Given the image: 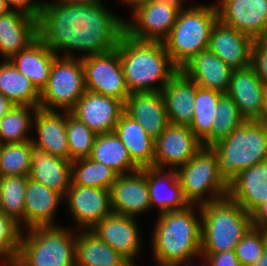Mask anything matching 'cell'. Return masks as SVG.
Masks as SVG:
<instances>
[{
    "mask_svg": "<svg viewBox=\"0 0 267 266\" xmlns=\"http://www.w3.org/2000/svg\"><path fill=\"white\" fill-rule=\"evenodd\" d=\"M118 175L111 167L98 163L89 157L74 160L71 164V184L74 185L109 190Z\"/></svg>",
    "mask_w": 267,
    "mask_h": 266,
    "instance_id": "35",
    "label": "cell"
},
{
    "mask_svg": "<svg viewBox=\"0 0 267 266\" xmlns=\"http://www.w3.org/2000/svg\"><path fill=\"white\" fill-rule=\"evenodd\" d=\"M34 122L39 140H31L33 146L53 156L69 160V147L66 134V117L53 111L38 108L34 112Z\"/></svg>",
    "mask_w": 267,
    "mask_h": 266,
    "instance_id": "26",
    "label": "cell"
},
{
    "mask_svg": "<svg viewBox=\"0 0 267 266\" xmlns=\"http://www.w3.org/2000/svg\"><path fill=\"white\" fill-rule=\"evenodd\" d=\"M0 92L14 105L39 107L40 92L9 59L0 64Z\"/></svg>",
    "mask_w": 267,
    "mask_h": 266,
    "instance_id": "33",
    "label": "cell"
},
{
    "mask_svg": "<svg viewBox=\"0 0 267 266\" xmlns=\"http://www.w3.org/2000/svg\"><path fill=\"white\" fill-rule=\"evenodd\" d=\"M11 266H19L16 262H12Z\"/></svg>",
    "mask_w": 267,
    "mask_h": 266,
    "instance_id": "56",
    "label": "cell"
},
{
    "mask_svg": "<svg viewBox=\"0 0 267 266\" xmlns=\"http://www.w3.org/2000/svg\"><path fill=\"white\" fill-rule=\"evenodd\" d=\"M252 227L267 231V201L251 214Z\"/></svg>",
    "mask_w": 267,
    "mask_h": 266,
    "instance_id": "46",
    "label": "cell"
},
{
    "mask_svg": "<svg viewBox=\"0 0 267 266\" xmlns=\"http://www.w3.org/2000/svg\"><path fill=\"white\" fill-rule=\"evenodd\" d=\"M19 223L0 211V255L10 265L16 262L21 240Z\"/></svg>",
    "mask_w": 267,
    "mask_h": 266,
    "instance_id": "42",
    "label": "cell"
},
{
    "mask_svg": "<svg viewBox=\"0 0 267 266\" xmlns=\"http://www.w3.org/2000/svg\"><path fill=\"white\" fill-rule=\"evenodd\" d=\"M217 21V6L199 5L178 13L172 30L163 41L177 69L208 48L211 31Z\"/></svg>",
    "mask_w": 267,
    "mask_h": 266,
    "instance_id": "6",
    "label": "cell"
},
{
    "mask_svg": "<svg viewBox=\"0 0 267 266\" xmlns=\"http://www.w3.org/2000/svg\"><path fill=\"white\" fill-rule=\"evenodd\" d=\"M146 172L147 187L150 197V205H159L161 208V213L168 211H176L186 208L189 202L185 199L180 181L177 176V170L171 171L167 176V181L165 184L170 188V194L163 195L164 193V181L166 180L164 176H160L162 169L155 167H145L142 168ZM170 182V183H169ZM163 184V185H162ZM163 187V188H162Z\"/></svg>",
    "mask_w": 267,
    "mask_h": 266,
    "instance_id": "31",
    "label": "cell"
},
{
    "mask_svg": "<svg viewBox=\"0 0 267 266\" xmlns=\"http://www.w3.org/2000/svg\"><path fill=\"white\" fill-rule=\"evenodd\" d=\"M251 66L267 87V48L258 40L252 46Z\"/></svg>",
    "mask_w": 267,
    "mask_h": 266,
    "instance_id": "43",
    "label": "cell"
},
{
    "mask_svg": "<svg viewBox=\"0 0 267 266\" xmlns=\"http://www.w3.org/2000/svg\"><path fill=\"white\" fill-rule=\"evenodd\" d=\"M9 8L10 7H8L6 0H0V15H3L7 13L8 11H10L11 9Z\"/></svg>",
    "mask_w": 267,
    "mask_h": 266,
    "instance_id": "53",
    "label": "cell"
},
{
    "mask_svg": "<svg viewBox=\"0 0 267 266\" xmlns=\"http://www.w3.org/2000/svg\"><path fill=\"white\" fill-rule=\"evenodd\" d=\"M61 197L60 193L28 178L23 220L27 227H52L51 218Z\"/></svg>",
    "mask_w": 267,
    "mask_h": 266,
    "instance_id": "29",
    "label": "cell"
},
{
    "mask_svg": "<svg viewBox=\"0 0 267 266\" xmlns=\"http://www.w3.org/2000/svg\"><path fill=\"white\" fill-rule=\"evenodd\" d=\"M215 115L216 118L211 127V135L202 143V147L215 145L221 139L229 136L245 121L237 105L227 94H224L219 99Z\"/></svg>",
    "mask_w": 267,
    "mask_h": 266,
    "instance_id": "36",
    "label": "cell"
},
{
    "mask_svg": "<svg viewBox=\"0 0 267 266\" xmlns=\"http://www.w3.org/2000/svg\"><path fill=\"white\" fill-rule=\"evenodd\" d=\"M57 54H54L39 38L27 48L19 51L10 61L23 73L41 93L46 87L51 67Z\"/></svg>",
    "mask_w": 267,
    "mask_h": 266,
    "instance_id": "27",
    "label": "cell"
},
{
    "mask_svg": "<svg viewBox=\"0 0 267 266\" xmlns=\"http://www.w3.org/2000/svg\"><path fill=\"white\" fill-rule=\"evenodd\" d=\"M202 143L189 126L168 124L155 139L153 167L184 166L201 149Z\"/></svg>",
    "mask_w": 267,
    "mask_h": 266,
    "instance_id": "11",
    "label": "cell"
},
{
    "mask_svg": "<svg viewBox=\"0 0 267 266\" xmlns=\"http://www.w3.org/2000/svg\"><path fill=\"white\" fill-rule=\"evenodd\" d=\"M258 41L267 48V29L264 31L262 36L258 39Z\"/></svg>",
    "mask_w": 267,
    "mask_h": 266,
    "instance_id": "54",
    "label": "cell"
},
{
    "mask_svg": "<svg viewBox=\"0 0 267 266\" xmlns=\"http://www.w3.org/2000/svg\"><path fill=\"white\" fill-rule=\"evenodd\" d=\"M66 113L69 160L74 161L90 157L96 134L70 112Z\"/></svg>",
    "mask_w": 267,
    "mask_h": 266,
    "instance_id": "40",
    "label": "cell"
},
{
    "mask_svg": "<svg viewBox=\"0 0 267 266\" xmlns=\"http://www.w3.org/2000/svg\"><path fill=\"white\" fill-rule=\"evenodd\" d=\"M85 90L84 67L81 58L75 60L68 53L61 59L56 56L47 85L40 93L39 108L53 111L52 105L70 112Z\"/></svg>",
    "mask_w": 267,
    "mask_h": 266,
    "instance_id": "8",
    "label": "cell"
},
{
    "mask_svg": "<svg viewBox=\"0 0 267 266\" xmlns=\"http://www.w3.org/2000/svg\"><path fill=\"white\" fill-rule=\"evenodd\" d=\"M124 33L125 22L101 4L44 3L38 18V38L54 54L60 49L107 53Z\"/></svg>",
    "mask_w": 267,
    "mask_h": 266,
    "instance_id": "1",
    "label": "cell"
},
{
    "mask_svg": "<svg viewBox=\"0 0 267 266\" xmlns=\"http://www.w3.org/2000/svg\"><path fill=\"white\" fill-rule=\"evenodd\" d=\"M254 39L219 20L211 31L208 48L232 70L251 65Z\"/></svg>",
    "mask_w": 267,
    "mask_h": 266,
    "instance_id": "16",
    "label": "cell"
},
{
    "mask_svg": "<svg viewBox=\"0 0 267 266\" xmlns=\"http://www.w3.org/2000/svg\"><path fill=\"white\" fill-rule=\"evenodd\" d=\"M158 1H160L161 3H166L171 8L176 10L178 13L182 11L181 4H180L182 0H158Z\"/></svg>",
    "mask_w": 267,
    "mask_h": 266,
    "instance_id": "49",
    "label": "cell"
},
{
    "mask_svg": "<svg viewBox=\"0 0 267 266\" xmlns=\"http://www.w3.org/2000/svg\"><path fill=\"white\" fill-rule=\"evenodd\" d=\"M201 209V254L235 250L252 227L251 215L228 196L203 199Z\"/></svg>",
    "mask_w": 267,
    "mask_h": 266,
    "instance_id": "3",
    "label": "cell"
},
{
    "mask_svg": "<svg viewBox=\"0 0 267 266\" xmlns=\"http://www.w3.org/2000/svg\"><path fill=\"white\" fill-rule=\"evenodd\" d=\"M258 121L267 126V87L264 93L263 110Z\"/></svg>",
    "mask_w": 267,
    "mask_h": 266,
    "instance_id": "48",
    "label": "cell"
},
{
    "mask_svg": "<svg viewBox=\"0 0 267 266\" xmlns=\"http://www.w3.org/2000/svg\"><path fill=\"white\" fill-rule=\"evenodd\" d=\"M38 108L39 107L30 105H14L11 110L0 119V143L11 144L31 141V139L25 137L31 124L29 110L36 112Z\"/></svg>",
    "mask_w": 267,
    "mask_h": 266,
    "instance_id": "39",
    "label": "cell"
},
{
    "mask_svg": "<svg viewBox=\"0 0 267 266\" xmlns=\"http://www.w3.org/2000/svg\"><path fill=\"white\" fill-rule=\"evenodd\" d=\"M223 95L219 91L203 89L196 85L193 119L189 127L201 143L211 135V127L216 118V107Z\"/></svg>",
    "mask_w": 267,
    "mask_h": 266,
    "instance_id": "34",
    "label": "cell"
},
{
    "mask_svg": "<svg viewBox=\"0 0 267 266\" xmlns=\"http://www.w3.org/2000/svg\"><path fill=\"white\" fill-rule=\"evenodd\" d=\"M76 237V266H133L89 228Z\"/></svg>",
    "mask_w": 267,
    "mask_h": 266,
    "instance_id": "30",
    "label": "cell"
},
{
    "mask_svg": "<svg viewBox=\"0 0 267 266\" xmlns=\"http://www.w3.org/2000/svg\"><path fill=\"white\" fill-rule=\"evenodd\" d=\"M180 167L176 169L177 176L189 204L200 200L207 190L216 193V200L227 196L228 184L219 175L217 157L210 147H201L187 164Z\"/></svg>",
    "mask_w": 267,
    "mask_h": 266,
    "instance_id": "9",
    "label": "cell"
},
{
    "mask_svg": "<svg viewBox=\"0 0 267 266\" xmlns=\"http://www.w3.org/2000/svg\"><path fill=\"white\" fill-rule=\"evenodd\" d=\"M31 141L0 145V177L29 176L31 169Z\"/></svg>",
    "mask_w": 267,
    "mask_h": 266,
    "instance_id": "38",
    "label": "cell"
},
{
    "mask_svg": "<svg viewBox=\"0 0 267 266\" xmlns=\"http://www.w3.org/2000/svg\"><path fill=\"white\" fill-rule=\"evenodd\" d=\"M124 112L137 121L153 139L169 124L162 92L131 93L124 103Z\"/></svg>",
    "mask_w": 267,
    "mask_h": 266,
    "instance_id": "22",
    "label": "cell"
},
{
    "mask_svg": "<svg viewBox=\"0 0 267 266\" xmlns=\"http://www.w3.org/2000/svg\"><path fill=\"white\" fill-rule=\"evenodd\" d=\"M67 192L70 210L84 227L92 229L112 213L108 189L70 184Z\"/></svg>",
    "mask_w": 267,
    "mask_h": 266,
    "instance_id": "19",
    "label": "cell"
},
{
    "mask_svg": "<svg viewBox=\"0 0 267 266\" xmlns=\"http://www.w3.org/2000/svg\"><path fill=\"white\" fill-rule=\"evenodd\" d=\"M180 70L203 89L226 94L233 70L209 48L201 50L186 62Z\"/></svg>",
    "mask_w": 267,
    "mask_h": 266,
    "instance_id": "18",
    "label": "cell"
},
{
    "mask_svg": "<svg viewBox=\"0 0 267 266\" xmlns=\"http://www.w3.org/2000/svg\"><path fill=\"white\" fill-rule=\"evenodd\" d=\"M7 1V5L9 7V5H13L16 8H20L19 10H21L22 13H25L35 19L38 20L42 8L44 6V4H40L39 3H31V0H6Z\"/></svg>",
    "mask_w": 267,
    "mask_h": 266,
    "instance_id": "45",
    "label": "cell"
},
{
    "mask_svg": "<svg viewBox=\"0 0 267 266\" xmlns=\"http://www.w3.org/2000/svg\"><path fill=\"white\" fill-rule=\"evenodd\" d=\"M90 159L111 167L118 174L140 169L131 159L126 146L114 132L97 134Z\"/></svg>",
    "mask_w": 267,
    "mask_h": 266,
    "instance_id": "32",
    "label": "cell"
},
{
    "mask_svg": "<svg viewBox=\"0 0 267 266\" xmlns=\"http://www.w3.org/2000/svg\"><path fill=\"white\" fill-rule=\"evenodd\" d=\"M109 190L112 213L134 217L151 207L146 172L143 169L131 175L119 174Z\"/></svg>",
    "mask_w": 267,
    "mask_h": 266,
    "instance_id": "15",
    "label": "cell"
},
{
    "mask_svg": "<svg viewBox=\"0 0 267 266\" xmlns=\"http://www.w3.org/2000/svg\"><path fill=\"white\" fill-rule=\"evenodd\" d=\"M251 266H267V248L262 253V255L259 257L258 261L255 262Z\"/></svg>",
    "mask_w": 267,
    "mask_h": 266,
    "instance_id": "51",
    "label": "cell"
},
{
    "mask_svg": "<svg viewBox=\"0 0 267 266\" xmlns=\"http://www.w3.org/2000/svg\"><path fill=\"white\" fill-rule=\"evenodd\" d=\"M266 86L250 65L233 70L226 94L237 105L245 120H259Z\"/></svg>",
    "mask_w": 267,
    "mask_h": 266,
    "instance_id": "17",
    "label": "cell"
},
{
    "mask_svg": "<svg viewBox=\"0 0 267 266\" xmlns=\"http://www.w3.org/2000/svg\"><path fill=\"white\" fill-rule=\"evenodd\" d=\"M28 176L0 177V211L17 223L24 220L25 192ZM22 216V217H21Z\"/></svg>",
    "mask_w": 267,
    "mask_h": 266,
    "instance_id": "37",
    "label": "cell"
},
{
    "mask_svg": "<svg viewBox=\"0 0 267 266\" xmlns=\"http://www.w3.org/2000/svg\"><path fill=\"white\" fill-rule=\"evenodd\" d=\"M134 15L138 25L125 22V34L138 41L163 42L172 30L178 12L166 3L152 0L136 8Z\"/></svg>",
    "mask_w": 267,
    "mask_h": 266,
    "instance_id": "13",
    "label": "cell"
},
{
    "mask_svg": "<svg viewBox=\"0 0 267 266\" xmlns=\"http://www.w3.org/2000/svg\"><path fill=\"white\" fill-rule=\"evenodd\" d=\"M61 2L69 4H100L99 0H61Z\"/></svg>",
    "mask_w": 267,
    "mask_h": 266,
    "instance_id": "50",
    "label": "cell"
},
{
    "mask_svg": "<svg viewBox=\"0 0 267 266\" xmlns=\"http://www.w3.org/2000/svg\"><path fill=\"white\" fill-rule=\"evenodd\" d=\"M251 227L235 247L241 266H251L267 248V231Z\"/></svg>",
    "mask_w": 267,
    "mask_h": 266,
    "instance_id": "41",
    "label": "cell"
},
{
    "mask_svg": "<svg viewBox=\"0 0 267 266\" xmlns=\"http://www.w3.org/2000/svg\"><path fill=\"white\" fill-rule=\"evenodd\" d=\"M116 49L130 94L161 92L179 70L172 63L163 42L138 41L124 33ZM155 81L162 82L161 89L151 85Z\"/></svg>",
    "mask_w": 267,
    "mask_h": 266,
    "instance_id": "2",
    "label": "cell"
},
{
    "mask_svg": "<svg viewBox=\"0 0 267 266\" xmlns=\"http://www.w3.org/2000/svg\"><path fill=\"white\" fill-rule=\"evenodd\" d=\"M205 259H208L209 266H241L235 254V251L219 253H203Z\"/></svg>",
    "mask_w": 267,
    "mask_h": 266,
    "instance_id": "44",
    "label": "cell"
},
{
    "mask_svg": "<svg viewBox=\"0 0 267 266\" xmlns=\"http://www.w3.org/2000/svg\"><path fill=\"white\" fill-rule=\"evenodd\" d=\"M218 20L258 40L267 29V0H221Z\"/></svg>",
    "mask_w": 267,
    "mask_h": 266,
    "instance_id": "14",
    "label": "cell"
},
{
    "mask_svg": "<svg viewBox=\"0 0 267 266\" xmlns=\"http://www.w3.org/2000/svg\"><path fill=\"white\" fill-rule=\"evenodd\" d=\"M21 236L19 266H76V238L59 227H34ZM74 238V239H73Z\"/></svg>",
    "mask_w": 267,
    "mask_h": 266,
    "instance_id": "7",
    "label": "cell"
},
{
    "mask_svg": "<svg viewBox=\"0 0 267 266\" xmlns=\"http://www.w3.org/2000/svg\"><path fill=\"white\" fill-rule=\"evenodd\" d=\"M124 112V103L114 97L85 90L70 113L96 135L114 132Z\"/></svg>",
    "mask_w": 267,
    "mask_h": 266,
    "instance_id": "12",
    "label": "cell"
},
{
    "mask_svg": "<svg viewBox=\"0 0 267 266\" xmlns=\"http://www.w3.org/2000/svg\"><path fill=\"white\" fill-rule=\"evenodd\" d=\"M195 216L192 204L160 214L153 235L154 256L159 264L180 265L201 254V223Z\"/></svg>",
    "mask_w": 267,
    "mask_h": 266,
    "instance_id": "4",
    "label": "cell"
},
{
    "mask_svg": "<svg viewBox=\"0 0 267 266\" xmlns=\"http://www.w3.org/2000/svg\"><path fill=\"white\" fill-rule=\"evenodd\" d=\"M160 266H179V265H174V264H159Z\"/></svg>",
    "mask_w": 267,
    "mask_h": 266,
    "instance_id": "55",
    "label": "cell"
},
{
    "mask_svg": "<svg viewBox=\"0 0 267 266\" xmlns=\"http://www.w3.org/2000/svg\"><path fill=\"white\" fill-rule=\"evenodd\" d=\"M210 148L216 154L219 175L229 185L241 170L267 161V126L245 120Z\"/></svg>",
    "mask_w": 267,
    "mask_h": 266,
    "instance_id": "5",
    "label": "cell"
},
{
    "mask_svg": "<svg viewBox=\"0 0 267 266\" xmlns=\"http://www.w3.org/2000/svg\"><path fill=\"white\" fill-rule=\"evenodd\" d=\"M114 133L126 146L132 161L140 169L153 167L155 139L137 121L123 112Z\"/></svg>",
    "mask_w": 267,
    "mask_h": 266,
    "instance_id": "28",
    "label": "cell"
},
{
    "mask_svg": "<svg viewBox=\"0 0 267 266\" xmlns=\"http://www.w3.org/2000/svg\"><path fill=\"white\" fill-rule=\"evenodd\" d=\"M124 1H126L127 3H129L131 5L133 3V5H134L133 8L136 9L143 4L151 2L152 0H124Z\"/></svg>",
    "mask_w": 267,
    "mask_h": 266,
    "instance_id": "52",
    "label": "cell"
},
{
    "mask_svg": "<svg viewBox=\"0 0 267 266\" xmlns=\"http://www.w3.org/2000/svg\"><path fill=\"white\" fill-rule=\"evenodd\" d=\"M81 60L86 90L126 102L130 92L116 48L103 54H88Z\"/></svg>",
    "mask_w": 267,
    "mask_h": 266,
    "instance_id": "10",
    "label": "cell"
},
{
    "mask_svg": "<svg viewBox=\"0 0 267 266\" xmlns=\"http://www.w3.org/2000/svg\"><path fill=\"white\" fill-rule=\"evenodd\" d=\"M227 196L251 215L267 201V161L241 170L229 183Z\"/></svg>",
    "mask_w": 267,
    "mask_h": 266,
    "instance_id": "20",
    "label": "cell"
},
{
    "mask_svg": "<svg viewBox=\"0 0 267 266\" xmlns=\"http://www.w3.org/2000/svg\"><path fill=\"white\" fill-rule=\"evenodd\" d=\"M161 92L165 100L168 122L189 126L193 119L195 82L179 69Z\"/></svg>",
    "mask_w": 267,
    "mask_h": 266,
    "instance_id": "24",
    "label": "cell"
},
{
    "mask_svg": "<svg viewBox=\"0 0 267 266\" xmlns=\"http://www.w3.org/2000/svg\"><path fill=\"white\" fill-rule=\"evenodd\" d=\"M14 104L0 92V119L6 115Z\"/></svg>",
    "mask_w": 267,
    "mask_h": 266,
    "instance_id": "47",
    "label": "cell"
},
{
    "mask_svg": "<svg viewBox=\"0 0 267 266\" xmlns=\"http://www.w3.org/2000/svg\"><path fill=\"white\" fill-rule=\"evenodd\" d=\"M29 178L64 195L71 184V160L32 147Z\"/></svg>",
    "mask_w": 267,
    "mask_h": 266,
    "instance_id": "25",
    "label": "cell"
},
{
    "mask_svg": "<svg viewBox=\"0 0 267 266\" xmlns=\"http://www.w3.org/2000/svg\"><path fill=\"white\" fill-rule=\"evenodd\" d=\"M132 216L111 213L98 222L91 231L131 264L139 251V236Z\"/></svg>",
    "mask_w": 267,
    "mask_h": 266,
    "instance_id": "21",
    "label": "cell"
},
{
    "mask_svg": "<svg viewBox=\"0 0 267 266\" xmlns=\"http://www.w3.org/2000/svg\"><path fill=\"white\" fill-rule=\"evenodd\" d=\"M38 38V20L13 10L0 15V53L9 60Z\"/></svg>",
    "mask_w": 267,
    "mask_h": 266,
    "instance_id": "23",
    "label": "cell"
}]
</instances>
